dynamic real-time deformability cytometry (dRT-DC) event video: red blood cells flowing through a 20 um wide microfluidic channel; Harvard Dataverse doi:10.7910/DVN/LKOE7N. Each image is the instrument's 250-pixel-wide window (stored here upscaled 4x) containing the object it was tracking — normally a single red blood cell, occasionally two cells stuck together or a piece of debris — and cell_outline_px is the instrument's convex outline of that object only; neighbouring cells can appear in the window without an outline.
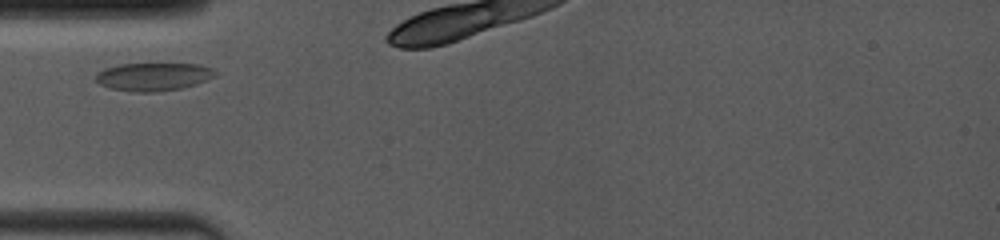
{"species": "common noctule bat (a hibernating species)", "species_latin": "Nyctalus noctula", "temperature_condition": "room temperature", "stored_images_in_passage": 15, "camera_frame_rate_fps": 4000, "um_per_image_px": 0.085, "animal": {"sex": "female", "body_mass_g": 19.0, "forearm_length_mm": 53.3}, "frame": {"image": 1, "passage_image": 1, "time_ms": 0.0, "image_size_px": [1000, 240], "cell_outline_px": [[220, 72], [216, 76], [208, 80], [196, 84], [180, 88], [152, 92], [132, 92], [112, 88], [100, 84], [96, 80], [96, 72], [104, 68], [120, 64], [196, 64], [212, 68]], "centroid_in_image_um": [13.06, 6.51], "position_along_channel_um": 71.9, "area_um2": 19.54}}